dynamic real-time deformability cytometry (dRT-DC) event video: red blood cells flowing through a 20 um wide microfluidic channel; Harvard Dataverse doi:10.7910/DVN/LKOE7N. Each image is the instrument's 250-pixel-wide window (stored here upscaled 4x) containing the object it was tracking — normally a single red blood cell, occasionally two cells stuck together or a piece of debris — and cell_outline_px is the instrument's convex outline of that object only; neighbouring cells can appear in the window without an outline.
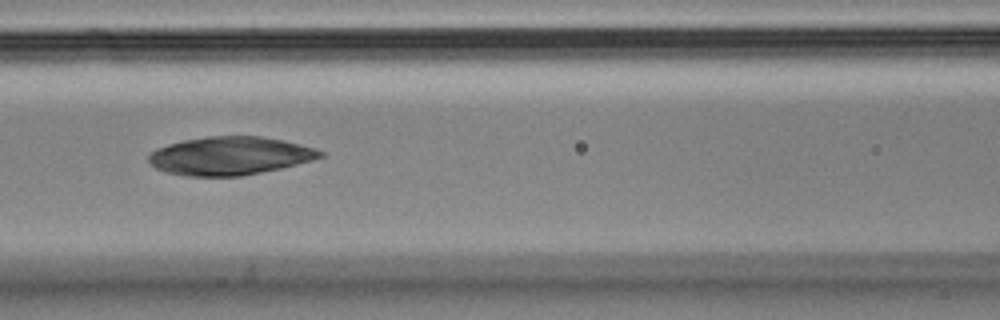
{"species": "Egyptian fruit bat (a non-hibernating species)", "species_latin": "Rousettus aegyptiacus", "temperature_condition": "cold", "stored_images_in_passage": 23, "camera_frame_rate_fps": 3000, "um_per_image_px": 0.085, "animal": {"sex": "male"}, "frame": {"image": 1, "passage_image": 7, "time_ms": 2.0, "image_size_px": [1000, 320], "cell_outline_px": [[324, 156], [312, 160], [280, 168], [240, 176], [188, 176], [168, 172], [156, 168], [148, 160], [148, 156], [156, 148], [168, 144], [184, 140], [208, 136], [260, 136], [284, 140], [316, 148], [324, 152]], "centroid_in_image_um": [19.56, 13.24], "position_along_channel_um": 147.0, "area_um2": 38.03}}
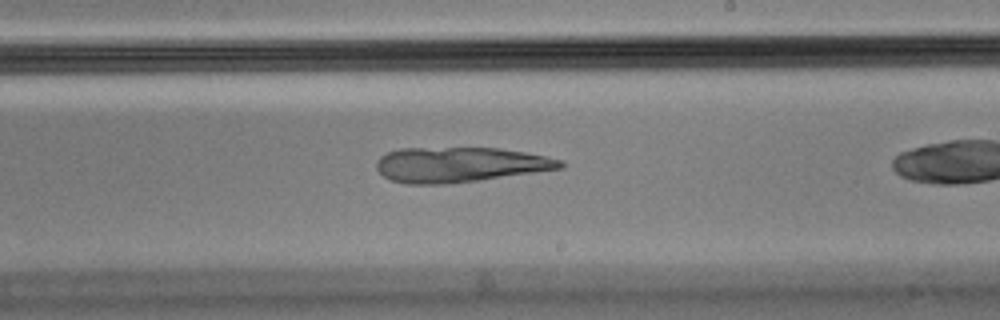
{"frame": {"image": 2, "passage_image": 12, "time_ms": 3.667, "image_size_px": [1000, 320], "cell_outline_px": [[564, 168], [476, 180], [444, 184], [408, 184], [392, 180], [384, 176], [376, 168], [376, 160], [380, 156], [388, 152], [400, 148], [496, 148], [524, 152], [564, 160]], "centroid_in_image_um": [39.06, 13.99], "position_along_channel_um": 249.9, "area_um2": 37.28}}